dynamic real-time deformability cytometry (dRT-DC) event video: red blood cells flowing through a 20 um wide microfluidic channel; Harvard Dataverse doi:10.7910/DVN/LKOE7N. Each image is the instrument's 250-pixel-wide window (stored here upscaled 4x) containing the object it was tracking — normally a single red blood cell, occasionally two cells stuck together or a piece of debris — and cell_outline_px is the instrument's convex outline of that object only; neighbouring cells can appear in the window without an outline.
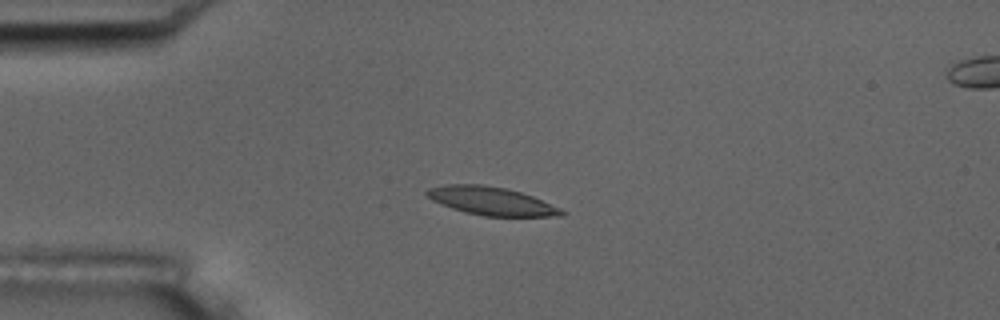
{"species": "common noctule bat (a hibernating species)", "species_latin": "Nyctalus noctula", "temperature_condition": "room temperature", "stored_images_in_passage": 11, "camera_frame_rate_fps": 3000, "um_per_image_px": 0.085, "animal": {"sex": "male", "body_mass_g": 17.5, "forearm_length_mm": 52.3}, "frame": {"image": 1, "passage_image": 4, "time_ms": 1.0, "image_size_px": [1000, 320], "cell_outline_px": [[568, 212], [564, 216], [484, 216], [464, 212], [440, 204], [432, 200], [424, 192], [428, 188], [448, 184], [480, 184], [504, 188], [520, 192], [532, 196], [560, 208]], "centroid_in_image_um": [41.76, 17.09], "position_along_channel_um": 43.2, "area_um2": 22.08}}
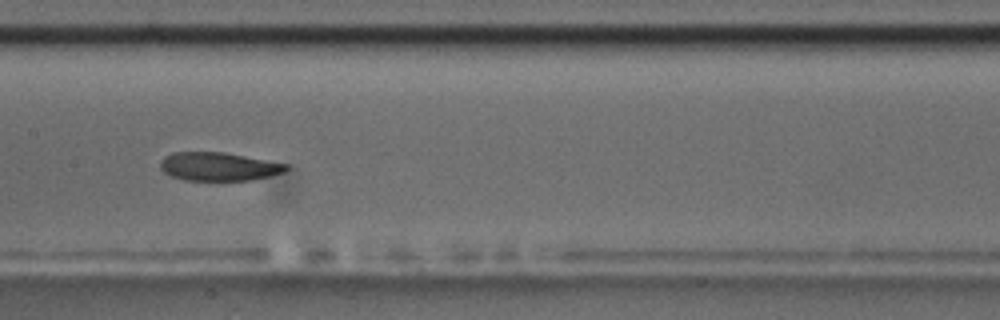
{"frame": {"image": 2, "passage_image": 8, "time_ms": 2.333, "image_size_px": [1000, 320], "cell_outline_px": [[288, 168], [284, 172], [252, 180], [184, 180], [172, 176], [164, 172], [160, 168], [160, 160], [164, 156], [172, 152], [224, 152], [288, 164]], "centroid_in_image_um": [18.56, 14.15], "position_along_channel_um": 188.8, "area_um2": 20.81}}